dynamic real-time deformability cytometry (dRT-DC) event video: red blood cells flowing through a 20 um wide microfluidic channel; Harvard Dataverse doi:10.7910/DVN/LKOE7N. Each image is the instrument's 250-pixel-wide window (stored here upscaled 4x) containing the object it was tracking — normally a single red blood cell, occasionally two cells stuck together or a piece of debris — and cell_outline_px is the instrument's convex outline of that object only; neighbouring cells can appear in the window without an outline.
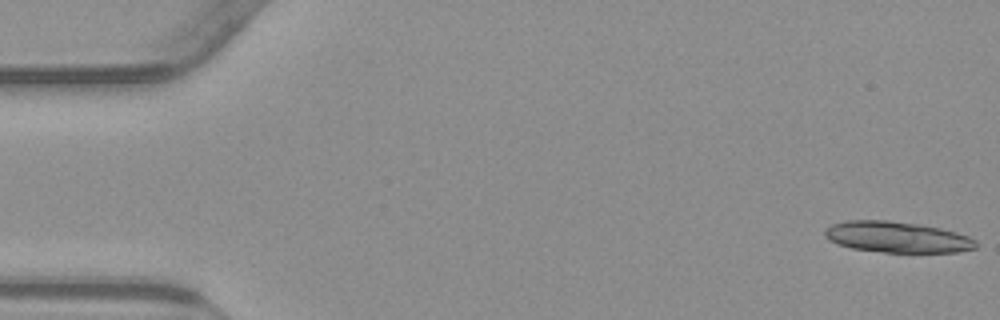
{"species": "common noctule bat (a hibernating species)", "species_latin": "Nyctalus noctula", "temperature_condition": "warm", "stored_images_in_passage": 35, "camera_frame_rate_fps": 3000, "um_per_image_px": 0.085, "animal": {"sex": "male", "body_mass_g": 23.1, "forearm_length_mm": 52.7}, "frame": {"image": 1, "passage_image": 1, "time_ms": 0.0, "image_size_px": [1000, 320], "cell_outline_px": [[976, 248], [956, 252], [884, 252], [852, 248], [836, 244], [828, 240], [824, 236], [824, 232], [832, 224], [848, 220], [888, 220], [916, 224], [940, 228], [956, 232], [968, 236], [976, 240]], "centroid_in_image_um": [76.23, 20.15], "position_along_channel_um": 8.8, "area_um2": 27.17}}
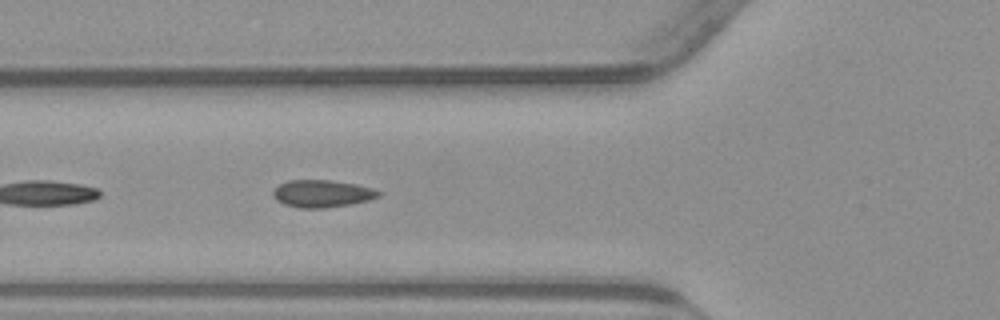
{"frame": {"image": 2, "passage_image": 20, "time_ms": 6.333, "image_size_px": [1000, 320], "cell_outline_px": [[380, 196], [368, 200], [348, 204], [324, 208], [300, 208], [284, 204], [276, 200], [272, 196], [272, 192], [280, 184], [288, 180], [332, 180], [356, 184], [372, 188], [380, 192]], "centroid_in_image_um": [27.35, 16.45], "position_along_channel_um": 98.5, "area_um2": 16.7}}
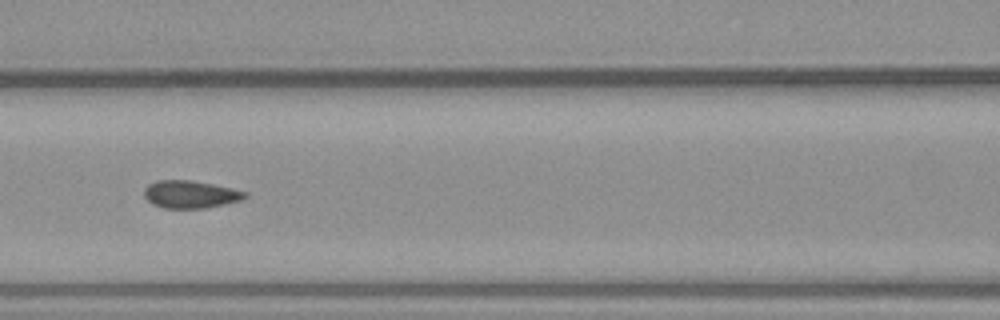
{"frame": {"image": 3, "passage_image": 24, "time_ms": 7.667, "image_size_px": [1000, 320], "cell_outline_px": [[248, 196], [240, 200], [224, 204], [204, 208], [164, 208], [152, 204], [144, 196], [144, 188], [148, 184], [156, 180], [192, 180], [232, 188], [248, 192]], "centroid_in_image_um": [16.17, 16.51], "position_along_channel_um": 150.4, "area_um2": 16.24}}